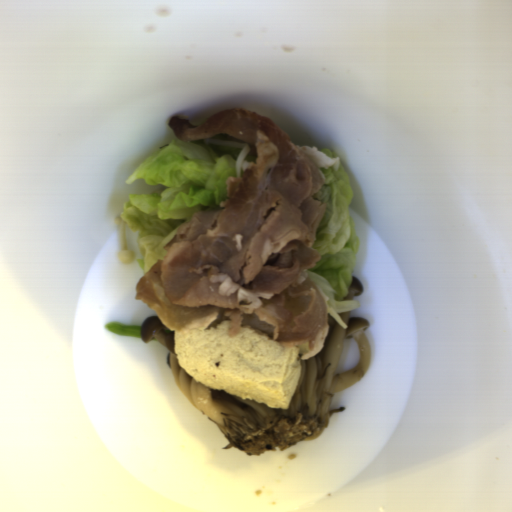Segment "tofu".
I'll use <instances>...</instances> for the list:
<instances>
[{
  "label": "tofu",
  "instance_id": "5b9d583a",
  "mask_svg": "<svg viewBox=\"0 0 512 512\" xmlns=\"http://www.w3.org/2000/svg\"><path fill=\"white\" fill-rule=\"evenodd\" d=\"M228 326L227 319L213 329L175 330L179 366L201 385L262 402L270 409H288L308 345L281 347L250 325L230 337Z\"/></svg>",
  "mask_w": 512,
  "mask_h": 512
}]
</instances>
